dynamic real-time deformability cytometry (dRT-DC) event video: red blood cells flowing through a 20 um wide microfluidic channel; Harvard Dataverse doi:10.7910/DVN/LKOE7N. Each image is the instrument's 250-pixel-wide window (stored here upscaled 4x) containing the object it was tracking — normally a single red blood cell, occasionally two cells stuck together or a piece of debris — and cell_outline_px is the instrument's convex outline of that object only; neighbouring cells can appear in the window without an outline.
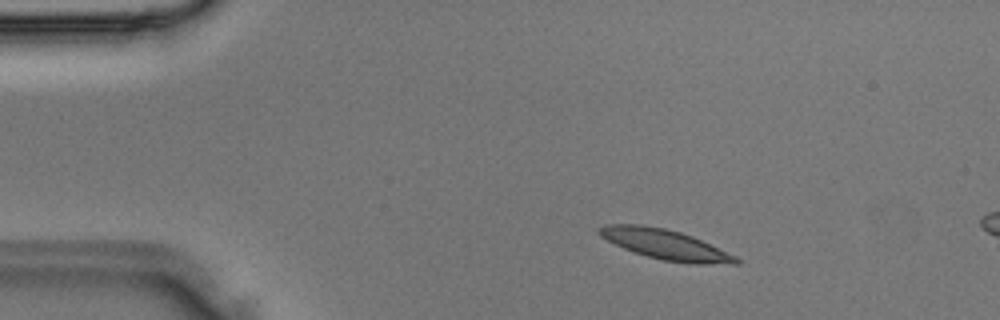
{"species": "Egyptian fruit bat (a non-hibernating species)", "species_latin": "Rousettus aegyptiacus", "temperature_condition": "room temperature", "stored_images_in_passage": 3, "camera_frame_rate_fps": 3000, "um_per_image_px": 0.085, "animal": {"sex": "male"}, "frame": {"image": 1, "passage_image": 2, "time_ms": 0.333, "image_size_px": [1000, 320], "cell_outline_px": [[740, 264], [696, 264], [664, 260], [648, 256], [624, 248], [600, 236], [596, 232], [596, 228], [608, 224], [640, 224], [664, 228], [680, 232], [692, 236], [736, 256], [740, 260]], "centroid_in_image_um": [56.55, 20.77], "position_along_channel_um": 28.4, "area_um2": 23.64}}